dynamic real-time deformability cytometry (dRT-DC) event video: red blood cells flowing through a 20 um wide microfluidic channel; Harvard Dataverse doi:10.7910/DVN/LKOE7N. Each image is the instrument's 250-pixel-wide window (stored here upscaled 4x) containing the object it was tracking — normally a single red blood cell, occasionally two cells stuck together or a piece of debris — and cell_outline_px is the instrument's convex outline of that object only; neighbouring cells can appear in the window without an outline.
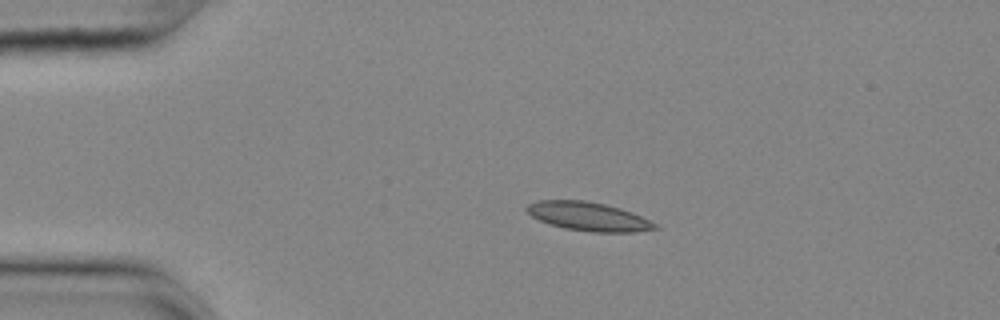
{"species": "common noctule bat (a hibernating species)", "species_latin": "Nyctalus noctula", "temperature_condition": "cold", "stored_images_in_passage": 45, "camera_frame_rate_fps": 3000, "um_per_image_px": 0.085, "animal": {"sex": "female", "body_mass_g": 25.1}, "frame": {"image": 1, "passage_image": 1, "time_ms": 0.0, "image_size_px": [1000, 320], "cell_outline_px": [[660, 228], [636, 232], [592, 232], [564, 228], [540, 220], [532, 216], [524, 208], [528, 204], [540, 200], [584, 200], [604, 204], [620, 208], [632, 212], [656, 224]], "centroid_in_image_um": [50.02, 18.4], "position_along_channel_um": 35.0, "area_um2": 21.27}}
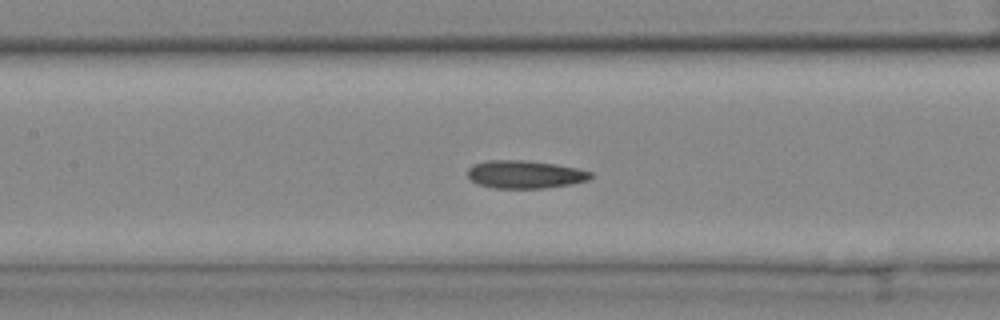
{"frame": {"image": 2, "passage_image": 15, "time_ms": 4.667, "image_size_px": [1000, 320], "cell_outline_px": [[592, 176], [588, 180], [572, 184], [544, 188], [492, 188], [480, 184], [472, 180], [468, 176], [468, 168], [472, 164], [488, 160], [528, 160], [556, 164], [576, 168], [592, 172]], "centroid_in_image_um": [44.62, 14.81], "position_along_channel_um": 162.8, "area_um2": 20.06}}
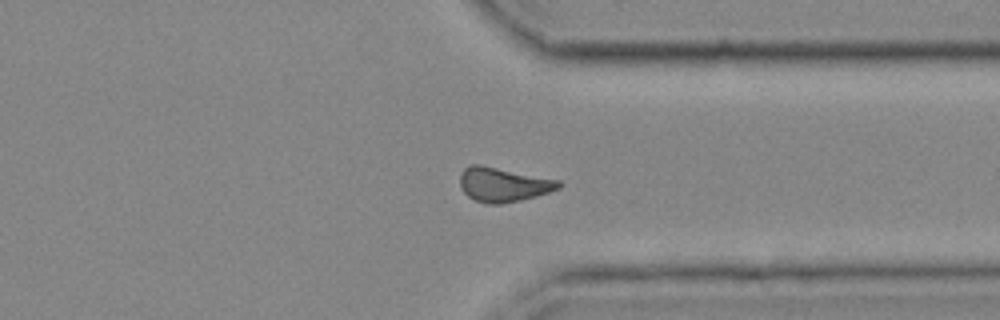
{"frame": {"image": 3, "passage_image": 32, "time_ms": 10.333, "image_size_px": [1000, 320], "cell_outline_px": [[564, 184], [560, 188], [536, 196], [520, 200], [500, 204], [488, 204], [476, 200], [468, 196], [464, 192], [460, 184], [460, 172], [468, 164], [480, 164], [560, 180]], "centroid_in_image_um": [42.78, 15.67], "position_along_channel_um": 368.6, "area_um2": 19.83}, "authors_computed_cell_mechanics": {"area_um2": 19.4786, "velocity_mm_per_s": 3.6257, "shape_relaxation_time_tau1_ms": null, "shape_relaxation_time_tau2_ms": 4.2905, "deformation_change_tau1": null, "deformation_change_tau2": 0.086}}